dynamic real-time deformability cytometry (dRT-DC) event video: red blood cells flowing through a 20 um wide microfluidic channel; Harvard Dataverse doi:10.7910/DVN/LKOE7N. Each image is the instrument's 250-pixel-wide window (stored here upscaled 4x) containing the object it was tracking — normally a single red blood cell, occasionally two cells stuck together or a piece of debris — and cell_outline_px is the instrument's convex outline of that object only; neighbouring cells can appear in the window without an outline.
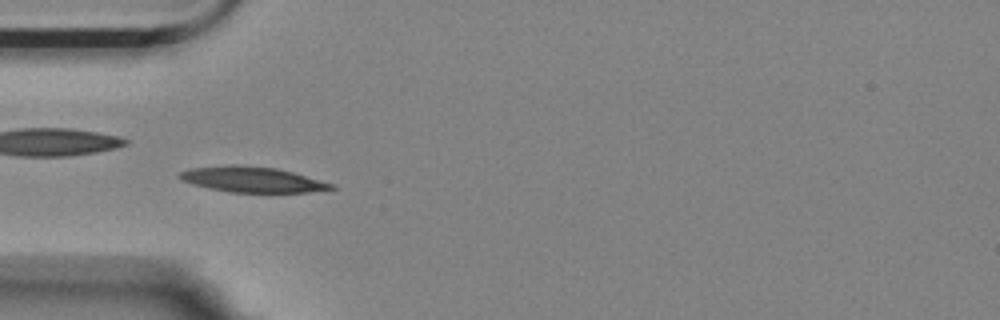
{"species": "Egyptian fruit bat (a non-hibernating species)", "species_latin": "Rousettus aegyptiacus", "temperature_condition": "room temperature", "stored_images_in_passage": 55, "camera_frame_rate_fps": 3000, "um_per_image_px": 0.085, "animal": {"sex": "female"}, "frame": {"image": 1, "passage_image": 16, "time_ms": 5.0, "image_size_px": [1000, 320], "cell_outline_px": [[336, 188], [308, 192], [232, 192], [208, 188], [192, 184], [180, 180], [176, 176], [180, 172], [188, 168], [224, 164], [236, 164], [276, 168], [292, 172], [336, 184]], "centroid_in_image_um": [21.38, 15.24], "position_along_channel_um": 63.6, "area_um2": 22.77}}
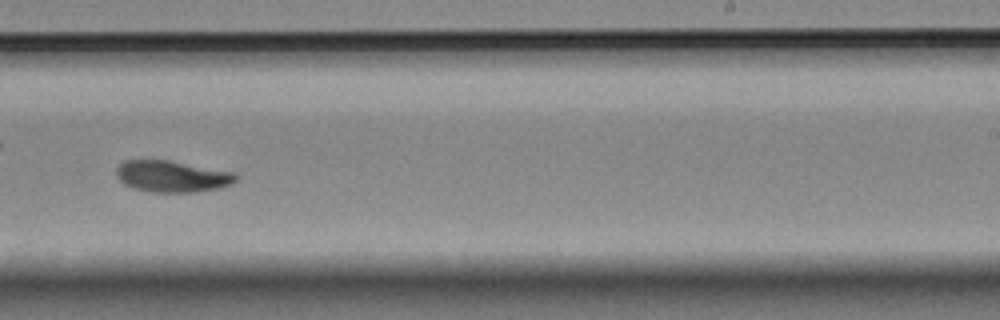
{"frame": {"image": 2, "passage_image": 34, "time_ms": 11.0, "image_size_px": [1000, 320], "cell_outline_px": [[236, 180], [232, 184], [220, 188], [192, 192], [152, 192], [132, 188], [124, 184], [116, 176], [116, 168], [124, 160], [168, 160], [236, 172]], "centroid_in_image_um": [14.62, 14.99], "position_along_channel_um": 274.4, "area_um2": 22.02}}
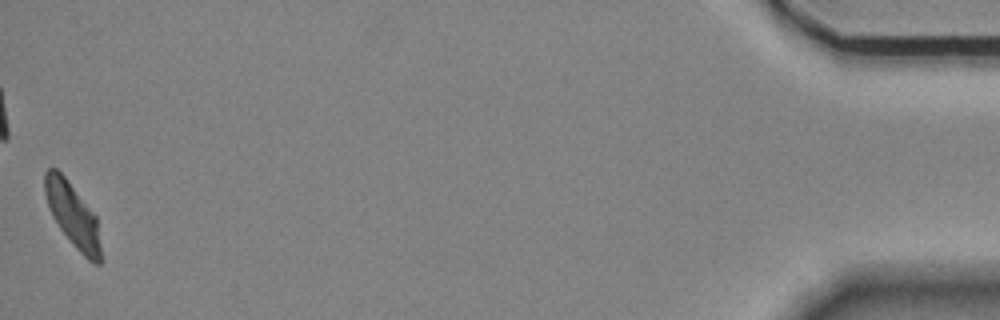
{"frame": {"image": 3, "passage_image": 55, "time_ms": 18.0, "image_size_px": [1000, 320], "cell_outline_px": [[100, 264], [96, 264], [88, 260], [72, 244], [60, 228], [52, 216], [48, 208], [44, 192], [44, 172], [48, 168], [56, 168], [64, 176], [96, 216], [100, 244]], "centroid_in_image_um": [6.15, 18.26], "position_along_channel_um": 429.1, "area_um2": 20.58}, "authors_computed_cell_mechanics": {"area_um2": 21.5016, "velocity_mm_per_s": 3.5323, "shape_relaxation_time_tau1_ms": 3.7837, "shape_relaxation_time_tau2_ms": 1.4192, "deformation_change_tau1": 0.1426, "deformation_change_tau2": 0.06}}